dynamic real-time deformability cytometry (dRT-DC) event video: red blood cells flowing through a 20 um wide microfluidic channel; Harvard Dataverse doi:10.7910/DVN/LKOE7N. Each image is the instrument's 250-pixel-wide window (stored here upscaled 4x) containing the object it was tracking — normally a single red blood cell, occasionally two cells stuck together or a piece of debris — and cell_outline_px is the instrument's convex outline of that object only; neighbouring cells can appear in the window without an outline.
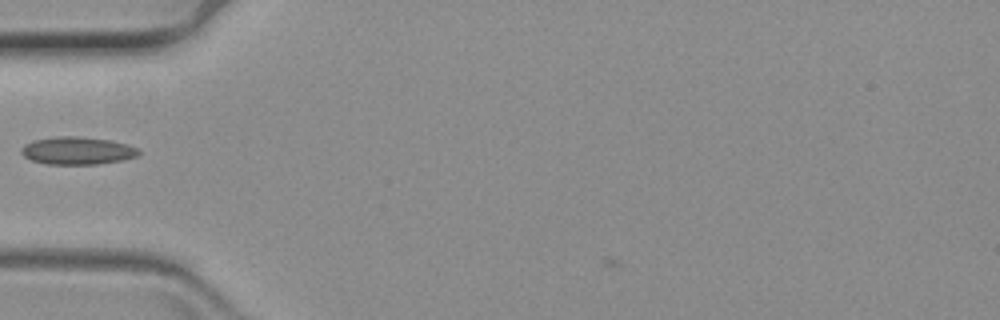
{"species": "common noctule bat (a hibernating species)", "species_latin": "Nyctalus noctula", "temperature_condition": "warm", "stored_images_in_passage": 17, "camera_frame_rate_fps": 3000, "um_per_image_px": 0.085, "animal": {"sex": "female", "body_mass_g": 19.3, "forearm_length_mm": 54.1}, "frame": {"image": 1, "passage_image": 3, "time_ms": 0.667, "image_size_px": [1000, 320], "cell_outline_px": [[140, 152], [136, 156], [120, 160], [96, 164], [44, 164], [32, 160], [24, 156], [20, 152], [20, 148], [24, 144], [36, 140], [56, 136], [76, 136], [112, 140], [128, 144], [136, 148]], "centroid_in_image_um": [6.54, 12.8], "position_along_channel_um": 78.5, "area_um2": 18.84}}
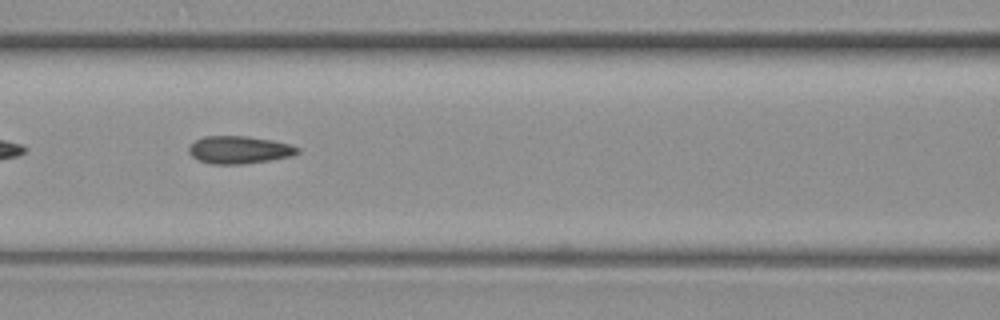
{"frame": {"image": 2, "passage_image": 9, "time_ms": 2.667, "image_size_px": [1000, 320], "cell_outline_px": [[300, 152], [292, 156], [244, 164], [212, 164], [200, 160], [192, 156], [188, 152], [188, 148], [196, 140], [204, 136], [248, 136], [272, 140], [288, 144], [300, 148]], "centroid_in_image_um": [20.34, 12.73], "position_along_channel_um": 146.3, "area_um2": 17.4}}
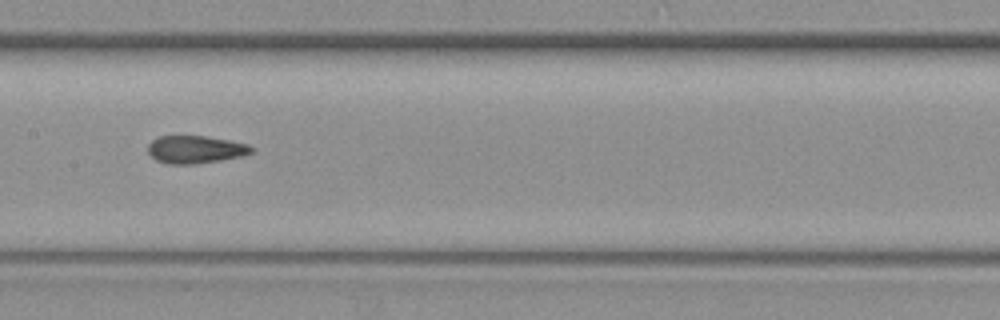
{"frame": {"image": 3, "passage_image": 13, "time_ms": 4.0, "image_size_px": [1000, 320], "cell_outline_px": [[256, 148], [252, 152], [240, 156], [220, 160], [196, 164], [168, 164], [156, 160], [148, 152], [148, 144], [152, 140], [160, 136], [204, 136], [228, 140], [248, 144]], "centroid_in_image_um": [16.61, 12.71], "position_along_channel_um": 190.8, "area_um2": 16.65}}